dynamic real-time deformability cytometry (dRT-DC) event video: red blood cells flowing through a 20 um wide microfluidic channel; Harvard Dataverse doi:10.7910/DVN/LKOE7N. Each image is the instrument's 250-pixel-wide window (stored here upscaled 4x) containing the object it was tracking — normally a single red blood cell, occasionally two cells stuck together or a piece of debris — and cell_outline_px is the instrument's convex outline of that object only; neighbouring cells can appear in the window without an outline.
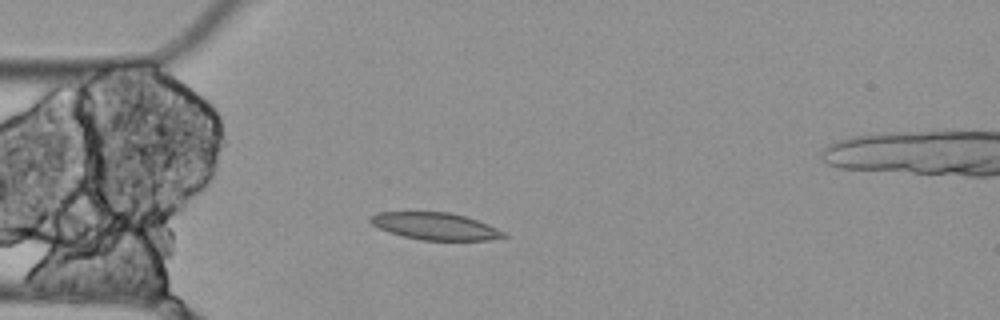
{"species": "Egyptian fruit bat (a non-hibernating species)", "species_latin": "Rousettus aegyptiacus", "temperature_condition": "cold", "stored_images_in_passage": 5, "camera_frame_rate_fps": 3000, "um_per_image_px": 0.085, "animal": {"sex": "female"}, "frame": {"image": 1, "passage_image": 4, "time_ms": 1.0, "image_size_px": [1000, 320], "cell_outline_px": [[508, 236], [488, 240], [420, 240], [388, 232], [372, 224], [368, 220], [368, 216], [376, 212], [448, 212], [464, 216], [488, 224], [504, 232]], "centroid_in_image_um": [36.95, 19.22], "position_along_channel_um": 48.0, "area_um2": 20.98}}